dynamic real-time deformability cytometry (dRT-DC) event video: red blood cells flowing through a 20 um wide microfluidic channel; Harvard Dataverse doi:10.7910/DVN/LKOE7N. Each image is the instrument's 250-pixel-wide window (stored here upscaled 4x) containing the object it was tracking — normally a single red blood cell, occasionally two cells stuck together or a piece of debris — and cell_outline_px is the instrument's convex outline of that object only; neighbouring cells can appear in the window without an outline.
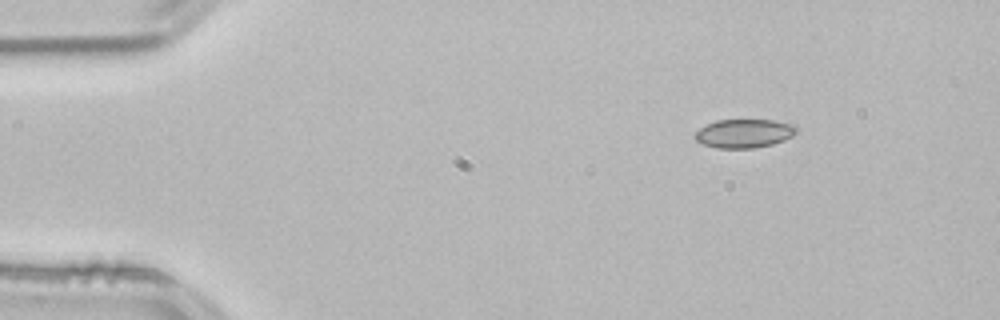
{"species": "common noctule bat (a hibernating species)", "species_latin": "Nyctalus noctula", "temperature_condition": "room temperature", "stored_images_in_passage": 47, "camera_frame_rate_fps": 3000, "um_per_image_px": 0.085, "animal": {"sex": "male", "body_mass_g": 21.5, "forearm_length_mm": 52.0}, "frame": {"image": 1, "passage_image": 1, "time_ms": 0.0, "image_size_px": [1000, 320], "cell_outline_px": [[800, 128], [792, 136], [784, 140], [772, 144], [752, 148], [716, 148], [704, 144], [696, 140], [692, 136], [700, 128], [716, 120], [772, 120], [792, 124]], "centroid_in_image_um": [63.26, 11.34], "position_along_channel_um": 21.7, "area_um2": 16.94}}
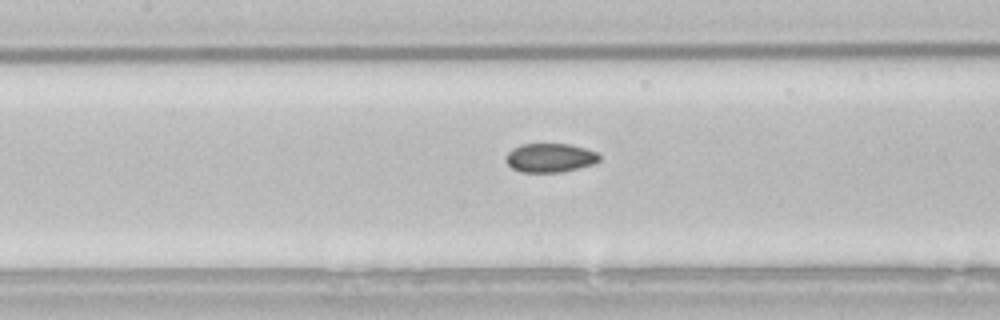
{"frame": {"image": 2, "passage_image": 18, "time_ms": 5.667, "image_size_px": [1000, 320], "cell_outline_px": [[600, 160], [592, 164], [560, 172], [520, 172], [512, 168], [504, 160], [504, 156], [512, 148], [520, 144], [568, 144], [584, 148], [596, 152], [600, 156]], "centroid_in_image_um": [46.69, 13.41], "position_along_channel_um": 160.7, "area_um2": 15.72}}
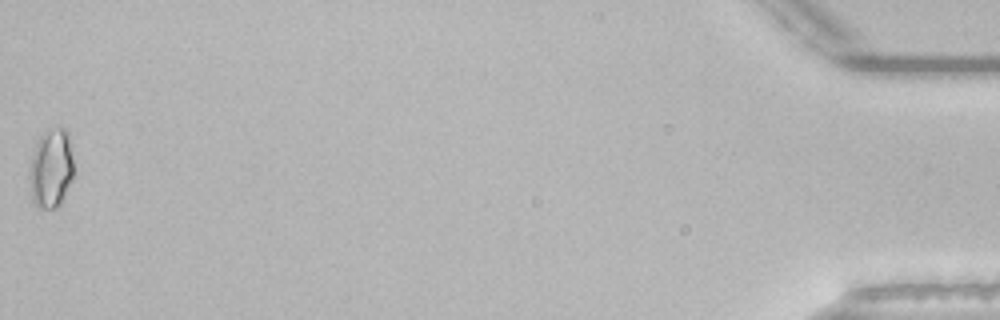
{"frame": {"image": 3, "passage_image": 47, "time_ms": 15.333, "image_size_px": [1000, 320], "cell_outline_px": [[72, 180], [60, 204], [56, 208], [40, 208], [32, 200], [28, 176], [32, 156], [36, 144], [40, 136], [44, 132], [60, 128], [64, 128], [68, 132], [72, 160]], "centroid_in_image_um": [4.32, 14.35], "position_along_channel_um": 430.9, "area_um2": 20.11}, "authors_computed_cell_mechanics": {"area_um2": 16.184, "velocity_mm_per_s": 3.8389, "shape_relaxation_time_tau1_ms": 9.1998, "shape_relaxation_time_tau2_ms": 2.6435, "deformation_change_tau1": 0.1058, "deformation_change_tau2": 0.0516}}